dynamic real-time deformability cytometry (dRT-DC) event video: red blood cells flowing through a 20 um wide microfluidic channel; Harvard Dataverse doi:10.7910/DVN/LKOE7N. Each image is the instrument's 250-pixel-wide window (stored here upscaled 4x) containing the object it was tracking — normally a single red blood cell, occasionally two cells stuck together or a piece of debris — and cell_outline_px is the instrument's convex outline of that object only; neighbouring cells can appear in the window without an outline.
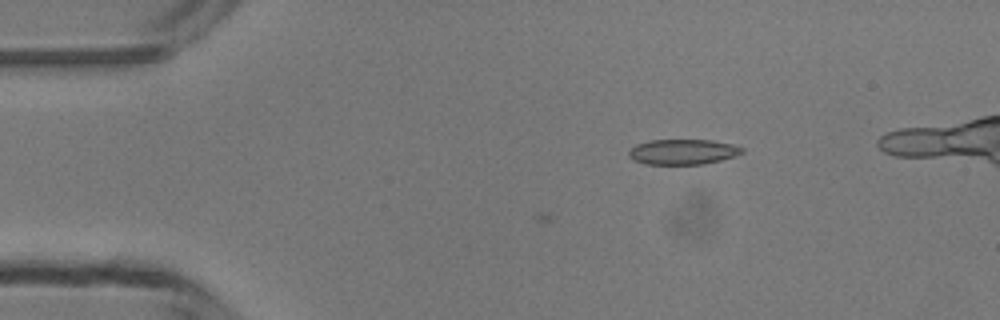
{"species": "common noctule bat (a hibernating species)", "species_latin": "Nyctalus noctula", "temperature_condition": "room temperature", "stored_images_in_passage": 12, "camera_frame_rate_fps": 3000, "um_per_image_px": 0.085, "animal": {"sex": "male", "body_mass_g": 13.3}, "frame": {"image": 1, "passage_image": 12, "time_ms": 3.667, "image_size_px": [1000, 320], "cell_outline_px": [[744, 152], [736, 156], [704, 164], [644, 164], [628, 156], [628, 152], [636, 144], [648, 140], [712, 140], [732, 144], [744, 148]], "centroid_in_image_um": [58.06, 12.9], "position_along_channel_um": 26.9, "area_um2": 16.7}}